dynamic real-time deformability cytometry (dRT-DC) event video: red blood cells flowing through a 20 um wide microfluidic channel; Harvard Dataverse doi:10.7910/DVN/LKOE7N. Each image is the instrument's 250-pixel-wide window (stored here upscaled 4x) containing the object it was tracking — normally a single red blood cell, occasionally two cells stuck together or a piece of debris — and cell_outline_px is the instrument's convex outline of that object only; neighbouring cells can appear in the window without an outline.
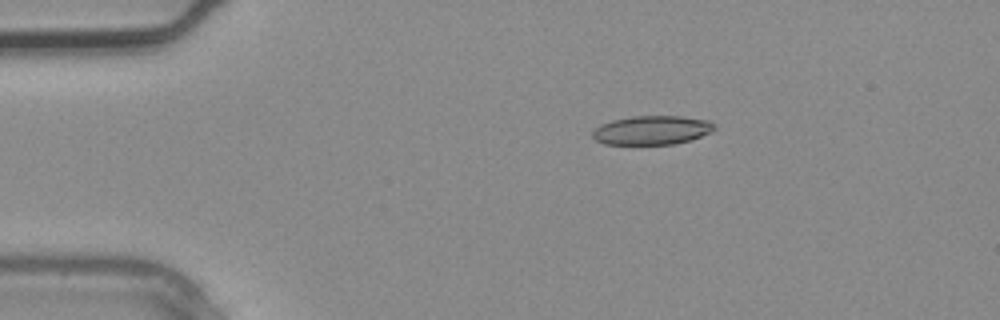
{"species": "common noctule bat (a hibernating species)", "species_latin": "Nyctalus noctula", "temperature_condition": "warm", "stored_images_in_passage": 2, "camera_frame_rate_fps": 3000, "um_per_image_px": 0.085, "animal": {"sex": "male", "body_mass_g": 20.4}, "frame": {"image": 1, "passage_image": 1, "time_ms": 0.0, "image_size_px": [1000, 320], "cell_outline_px": [[716, 128], [712, 132], [692, 140], [672, 144], [604, 144], [596, 140], [592, 136], [592, 132], [600, 124], [612, 120], [632, 116], [680, 116], [708, 120], [716, 124]], "centroid_in_image_um": [55.44, 11.06], "position_along_channel_um": 29.6, "area_um2": 20.69}}
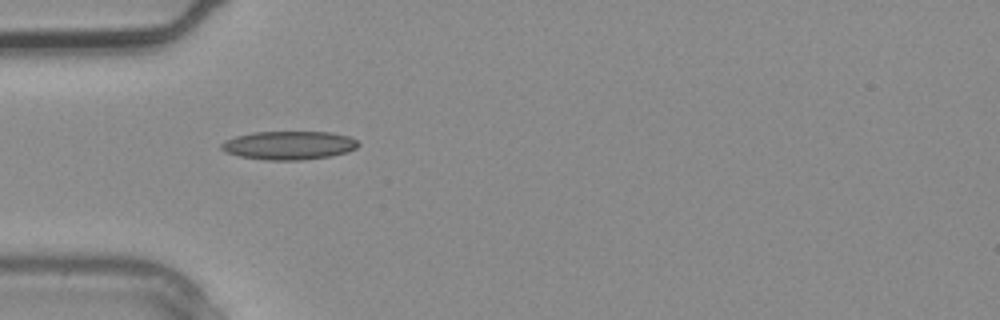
{"frame": {"image": 2, "passage_image": 2, "time_ms": 0.333, "image_size_px": [1000, 320], "cell_outline_px": [[360, 144], [356, 148], [348, 152], [332, 156], [300, 160], [268, 160], [240, 156], [224, 152], [220, 148], [220, 144], [224, 140], [236, 136], [252, 132], [332, 132], [348, 136], [356, 140]], "centroid_in_image_um": [24.55, 12.35], "position_along_channel_um": 60.5, "area_um2": 22.89}}